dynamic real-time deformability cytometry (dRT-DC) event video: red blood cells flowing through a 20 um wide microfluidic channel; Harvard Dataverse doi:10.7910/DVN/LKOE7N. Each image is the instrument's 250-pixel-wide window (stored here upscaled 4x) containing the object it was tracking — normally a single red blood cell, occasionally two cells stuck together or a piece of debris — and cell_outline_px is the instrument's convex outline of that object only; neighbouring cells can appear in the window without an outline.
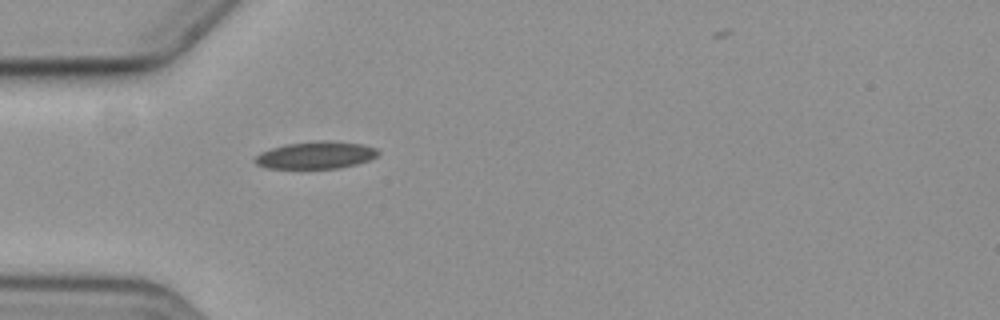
{"species": "common noctule bat (a hibernating species)", "species_latin": "Nyctalus noctula", "temperature_condition": "cold", "stored_images_in_passage": 5, "camera_frame_rate_fps": 3000, "um_per_image_px": 0.085, "animal": {"sex": "female", "body_mass_g": 19.3, "forearm_length_mm": 54.1}, "frame": {"image": 1, "passage_image": 5, "time_ms": 5.0, "image_size_px": [1000, 320], "cell_outline_px": [[380, 152], [376, 156], [368, 160], [356, 164], [340, 168], [268, 168], [256, 164], [252, 160], [260, 152], [284, 144], [320, 140], [328, 140], [364, 144], [376, 148]], "centroid_in_image_um": [26.84, 13.17], "position_along_channel_um": 58.2, "area_um2": 19.65}}